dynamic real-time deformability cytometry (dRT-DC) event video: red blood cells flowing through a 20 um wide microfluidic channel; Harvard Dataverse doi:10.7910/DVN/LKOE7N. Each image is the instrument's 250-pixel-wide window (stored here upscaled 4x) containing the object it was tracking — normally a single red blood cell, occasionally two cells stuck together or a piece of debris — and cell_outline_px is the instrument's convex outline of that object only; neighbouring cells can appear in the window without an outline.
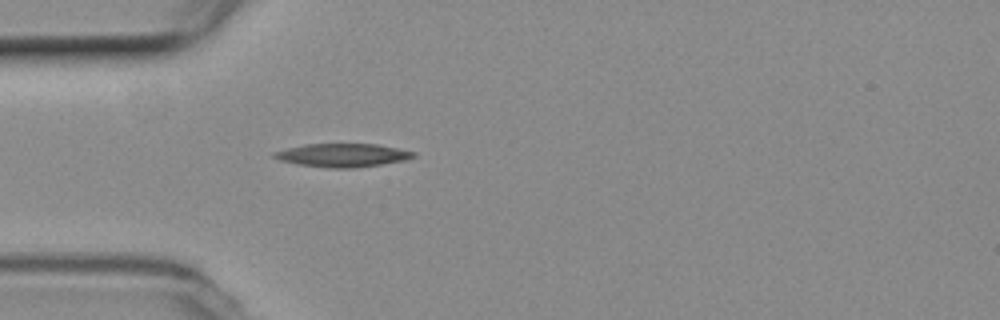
{"species": "common noctule bat (a hibernating species)", "species_latin": "Nyctalus noctula", "temperature_condition": "room temperature", "stored_images_in_passage": 8, "camera_frame_rate_fps": 3000, "um_per_image_px": 0.085, "animal": {"sex": "female", "body_mass_g": 19.3, "forearm_length_mm": 54.1}, "frame": {"image": 1, "passage_image": 1, "time_ms": 0.0, "image_size_px": [1000, 320], "cell_outline_px": [[416, 156], [404, 160], [356, 168], [328, 168], [296, 164], [280, 160], [272, 156], [272, 152], [304, 144], [376, 144], [416, 152]], "centroid_in_image_um": [29.09, 13.19], "position_along_channel_um": 55.9, "area_um2": 18.9}}
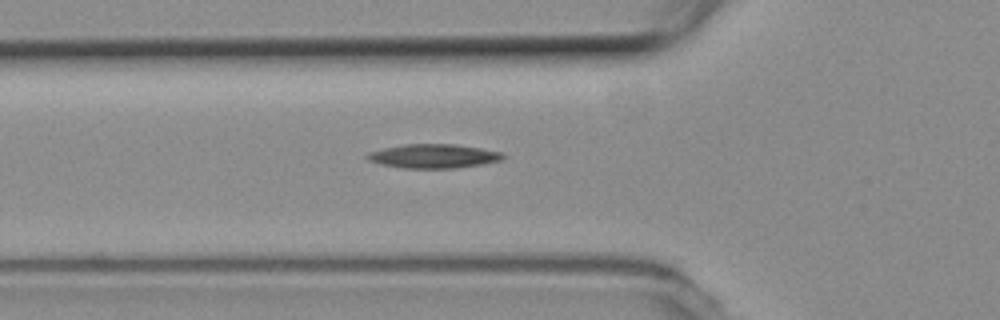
{"frame": {"image": 2, "passage_image": 4, "time_ms": 1.0, "image_size_px": [1000, 320], "cell_outline_px": [[508, 156], [500, 160], [484, 164], [456, 168], [400, 168], [380, 164], [368, 160], [364, 156], [368, 152], [384, 148], [408, 144], [452, 144], [480, 148], [504, 152]], "centroid_in_image_um": [36.87, 13.27], "position_along_channel_um": 88.9, "area_um2": 19.13}}